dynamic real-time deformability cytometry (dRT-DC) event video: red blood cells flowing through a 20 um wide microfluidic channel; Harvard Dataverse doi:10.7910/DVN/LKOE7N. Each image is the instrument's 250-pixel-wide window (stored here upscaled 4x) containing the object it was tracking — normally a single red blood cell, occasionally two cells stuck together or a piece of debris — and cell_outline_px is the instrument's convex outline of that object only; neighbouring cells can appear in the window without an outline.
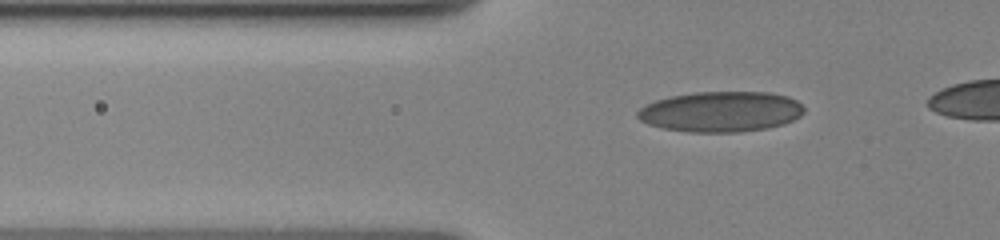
{"species": "human", "species_latin": "Homo sapiens", "temperature_condition": "cold", "stored_images_in_passage": 26, "camera_frame_rate_fps": 3000, "um_per_image_px": 0.085, "donor": {"sex": "female"}, "frame": {"image": 1, "passage_image": 14, "time_ms": 5.0, "image_size_px": [1000, 240], "cell_outline_px": [[804, 112], [800, 116], [784, 124], [768, 128], [740, 132], [688, 132], [664, 128], [648, 124], [640, 120], [636, 116], [636, 112], [640, 108], [656, 100], [672, 96], [696, 92], [768, 92], [788, 96], [796, 100], [804, 108]], "centroid_in_image_um": [61.28, 9.49], "position_along_channel_um": 64.5, "area_um2": 39.25}}
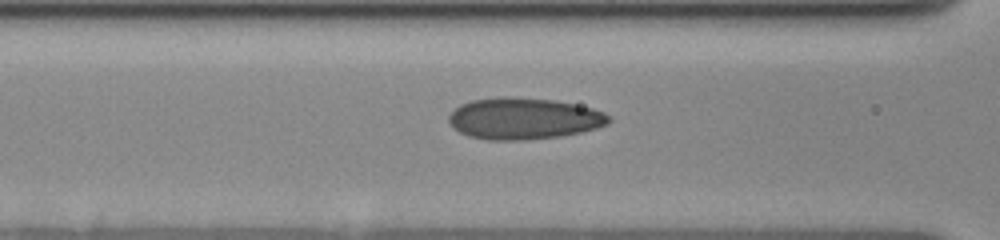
{"frame": {"image": 2, "passage_image": 20, "time_ms": 7.0, "image_size_px": [1000, 240], "cell_outline_px": [[612, 120], [608, 124], [596, 128], [580, 132], [560, 136], [524, 140], [488, 140], [468, 136], [460, 132], [448, 120], [448, 116], [460, 104], [472, 100], [552, 100], [592, 108], [604, 112]], "centroid_in_image_um": [44.55, 10.13], "position_along_channel_um": 122.1, "area_um2": 37.28}}
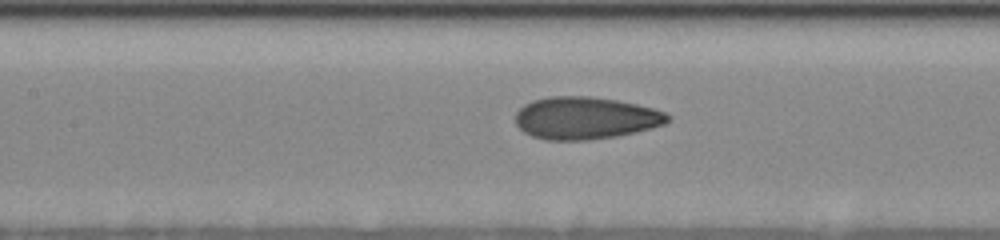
{"frame": {"image": 3, "passage_image": 23, "time_ms": 8.0, "image_size_px": [1000, 240], "cell_outline_px": [[672, 120], [664, 124], [652, 128], [636, 132], [616, 136], [588, 140], [544, 140], [532, 136], [524, 132], [516, 124], [516, 112], [524, 104], [532, 100], [548, 96], [588, 96], [616, 100], [636, 104], [652, 108], [664, 112], [672, 116]], "centroid_in_image_um": [49.76, 10.03], "position_along_channel_um": 157.6, "area_um2": 37.74}}